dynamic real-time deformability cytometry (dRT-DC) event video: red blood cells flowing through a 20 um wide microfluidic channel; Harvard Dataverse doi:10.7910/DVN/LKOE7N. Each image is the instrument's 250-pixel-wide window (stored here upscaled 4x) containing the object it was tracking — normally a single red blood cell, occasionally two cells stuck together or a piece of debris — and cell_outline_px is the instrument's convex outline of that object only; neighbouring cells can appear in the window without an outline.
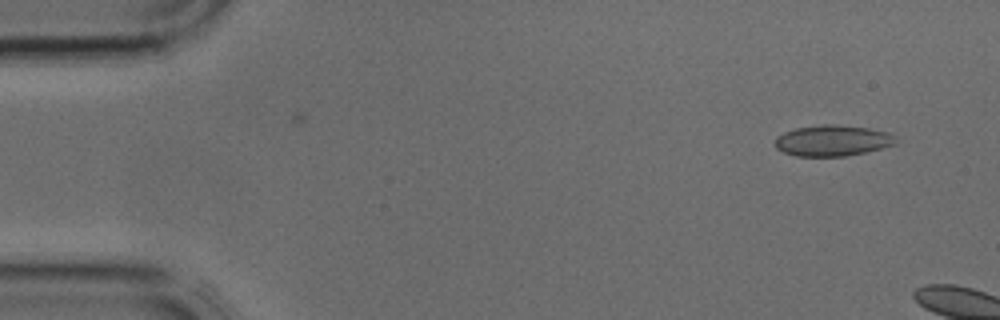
{"species": "common noctule bat (a hibernating species)", "species_latin": "Nyctalus noctula", "temperature_condition": "cold", "stored_images_in_passage": 2, "camera_frame_rate_fps": 3000, "um_per_image_px": 0.085, "animal": {"sex": "male", "body_mass_g": 17.9, "forearm_length_mm": 54.2}, "frame": {"image": 1, "passage_image": 2, "time_ms": 0.333, "image_size_px": [1000, 320], "cell_outline_px": [[896, 144], [864, 152], [844, 156], [796, 156], [784, 152], [776, 148], [776, 136], [784, 132], [796, 128], [824, 124], [836, 124], [868, 128], [888, 132], [892, 136]], "centroid_in_image_um": [70.72, 11.94], "position_along_channel_um": 14.3, "area_um2": 21.5}}